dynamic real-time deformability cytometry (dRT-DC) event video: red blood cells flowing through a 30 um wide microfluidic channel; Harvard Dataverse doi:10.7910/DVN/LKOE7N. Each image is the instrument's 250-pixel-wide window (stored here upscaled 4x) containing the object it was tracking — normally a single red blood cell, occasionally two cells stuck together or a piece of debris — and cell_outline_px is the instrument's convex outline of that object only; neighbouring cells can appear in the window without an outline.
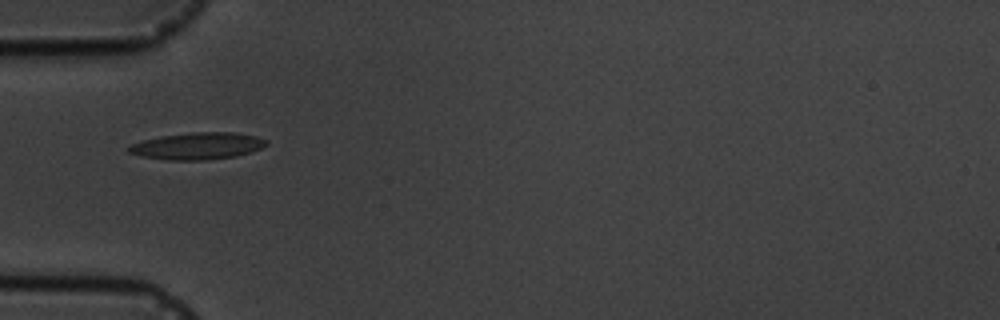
{"species": "common noctule bat (a hibernating species)", "species_latin": "Nyctalus noctula", "temperature_condition": "cold", "stored_images_in_passage": 1, "camera_frame_rate_fps": 3000, "um_per_image_px": 0.085, "animal": {"sex": "male", "body_mass_g": 19.5, "forearm_length_mm": 54.6}, "frame": {"image": 1, "passage_image": 1, "time_ms": 0.0, "image_size_px": [1000, 320], "cell_outline_px": [[268, 144], [252, 152], [236, 156], [204, 160], [168, 160], [144, 156], [128, 152], [128, 148], [132, 144], [144, 140], [160, 136], [196, 132], [236, 132], [256, 136], [268, 140]], "centroid_in_image_um": [16.85, 12.4], "position_along_channel_um": 68.2, "area_um2": 21.44}}